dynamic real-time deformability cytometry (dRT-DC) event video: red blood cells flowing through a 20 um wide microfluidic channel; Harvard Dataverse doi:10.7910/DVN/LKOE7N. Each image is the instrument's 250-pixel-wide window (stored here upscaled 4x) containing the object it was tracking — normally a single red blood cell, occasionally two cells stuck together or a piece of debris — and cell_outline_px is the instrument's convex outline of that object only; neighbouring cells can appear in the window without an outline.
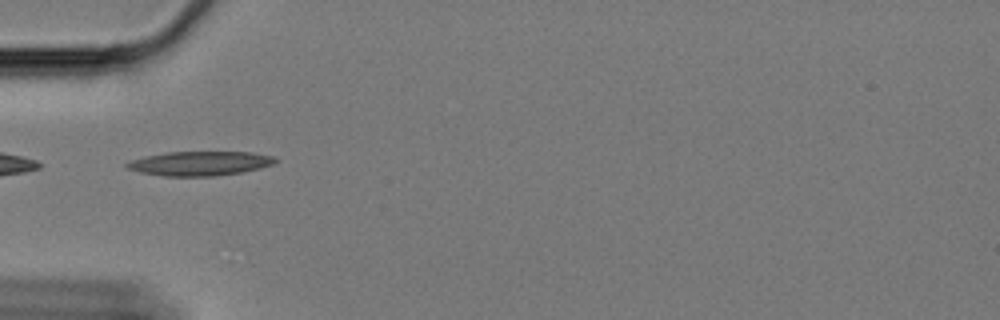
{"species": "Egyptian fruit bat (a non-hibernating species)", "species_latin": "Rousettus aegyptiacus", "temperature_condition": "cold", "stored_images_in_passage": 12, "camera_frame_rate_fps": 3000, "um_per_image_px": 0.085, "animal": {"sex": "female"}, "frame": {"image": 1, "passage_image": 1, "time_ms": 0.0, "image_size_px": [1000, 320], "cell_outline_px": [[280, 160], [272, 164], [260, 168], [244, 172], [216, 176], [164, 176], [140, 172], [128, 168], [124, 164], [132, 160], [144, 156], [168, 152], [252, 152], [272, 156]], "centroid_in_image_um": [17.02, 13.89], "position_along_channel_um": 68.0, "area_um2": 21.04}}
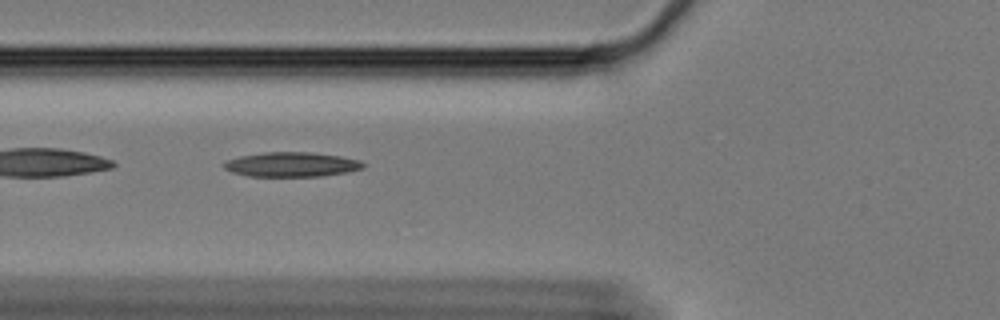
{"frame": {"image": 2, "passage_image": 4, "time_ms": 1.0, "image_size_px": [1000, 320], "cell_outline_px": [[368, 164], [364, 168], [348, 172], [320, 176], [248, 176], [232, 172], [224, 168], [220, 164], [224, 160], [240, 156], [264, 152], [312, 152], [340, 156], [360, 160]], "centroid_in_image_um": [24.78, 13.97], "position_along_channel_um": 101.0, "area_um2": 20.23}}
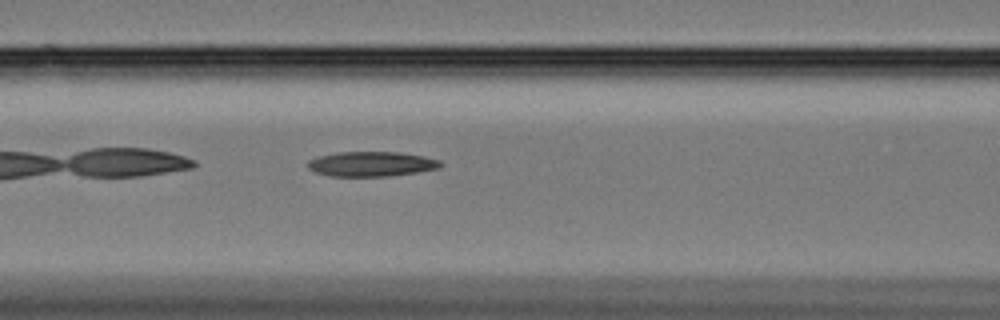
{"frame": {"image": 3, "passage_image": 7, "time_ms": 2.0, "image_size_px": [1000, 320], "cell_outline_px": [[444, 164], [440, 168], [416, 172], [388, 176], [328, 176], [316, 172], [308, 168], [308, 160], [316, 156], [336, 152], [400, 152], [424, 156], [440, 160]], "centroid_in_image_um": [31.57, 13.93], "position_along_channel_um": 135.0, "area_um2": 19.36}}